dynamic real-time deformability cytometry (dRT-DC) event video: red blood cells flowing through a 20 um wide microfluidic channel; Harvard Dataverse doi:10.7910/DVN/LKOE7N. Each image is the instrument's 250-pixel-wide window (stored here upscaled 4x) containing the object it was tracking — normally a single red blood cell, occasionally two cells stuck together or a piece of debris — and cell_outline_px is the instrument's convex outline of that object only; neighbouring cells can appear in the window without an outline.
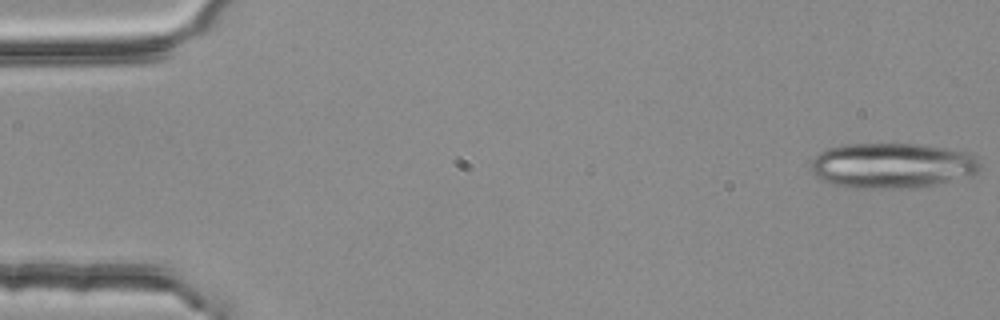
{"species": "common noctule bat (a hibernating species)", "species_latin": "Nyctalus noctula", "temperature_condition": "room temperature", "stored_images_in_passage": 2, "camera_frame_rate_fps": 3000, "um_per_image_px": 0.085, "animal": {"sex": "female", "body_mass_g": 25.1}, "frame": {"image": 1, "passage_image": 2, "time_ms": 0.333, "image_size_px": [1000, 320], "cell_outline_px": [[980, 172], [972, 176], [912, 188], [856, 188], [832, 184], [816, 176], [812, 172], [812, 160], [820, 152], [828, 148], [844, 144], [920, 144], [948, 148], [968, 152], [976, 156], [980, 160]], "centroid_in_image_um": [75.89, 14.06], "position_along_channel_um": 9.1, "area_um2": 44.8}}